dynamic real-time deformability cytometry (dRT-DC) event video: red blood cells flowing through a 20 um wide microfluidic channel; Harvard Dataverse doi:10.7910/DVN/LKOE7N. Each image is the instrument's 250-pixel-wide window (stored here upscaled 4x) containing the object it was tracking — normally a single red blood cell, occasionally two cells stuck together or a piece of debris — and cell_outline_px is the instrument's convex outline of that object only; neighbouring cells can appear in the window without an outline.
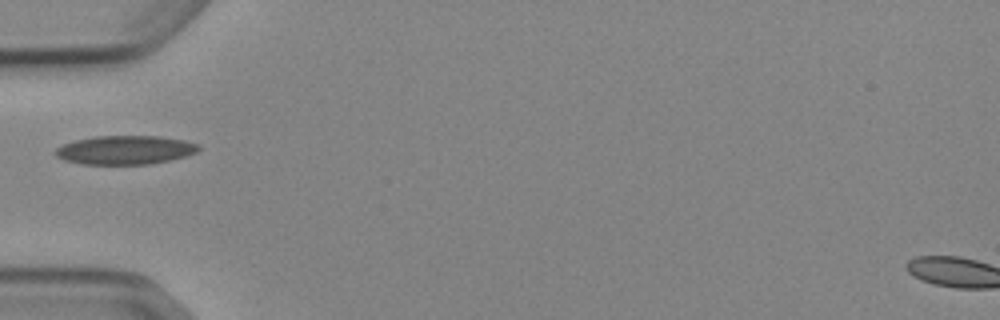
{"species": "Egyptian fruit bat (a non-hibernating species)", "species_latin": "Rousettus aegyptiacus", "temperature_condition": "cold", "stored_images_in_passage": 22, "camera_frame_rate_fps": 3000, "um_per_image_px": 0.085, "animal": {"sex": "female"}, "frame": {"image": 1, "passage_image": 1, "time_ms": 0.0, "image_size_px": [1000, 320], "cell_outline_px": [[200, 148], [196, 152], [184, 156], [168, 160], [148, 164], [80, 164], [64, 160], [56, 156], [52, 152], [56, 148], [64, 144], [76, 140], [96, 136], [160, 136], [184, 140], [200, 144]], "centroid_in_image_um": [10.61, 12.74], "position_along_channel_um": 74.4, "area_um2": 23.99}}
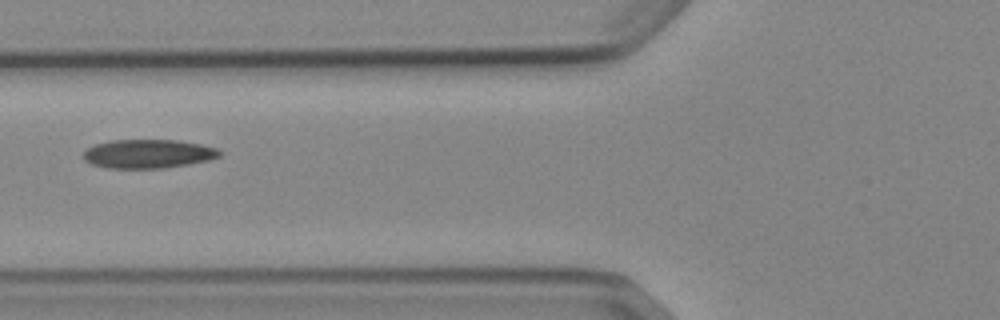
{"frame": {"image": 2, "passage_image": 4, "time_ms": 1.0, "image_size_px": [1000, 320], "cell_outline_px": [[224, 152], [220, 156], [208, 160], [188, 164], [164, 168], [108, 168], [92, 164], [84, 160], [84, 152], [88, 148], [96, 144], [112, 140], [176, 140], [200, 144], [216, 148]], "centroid_in_image_um": [12.61, 13.07], "position_along_channel_um": 113.2, "area_um2": 22.77}}